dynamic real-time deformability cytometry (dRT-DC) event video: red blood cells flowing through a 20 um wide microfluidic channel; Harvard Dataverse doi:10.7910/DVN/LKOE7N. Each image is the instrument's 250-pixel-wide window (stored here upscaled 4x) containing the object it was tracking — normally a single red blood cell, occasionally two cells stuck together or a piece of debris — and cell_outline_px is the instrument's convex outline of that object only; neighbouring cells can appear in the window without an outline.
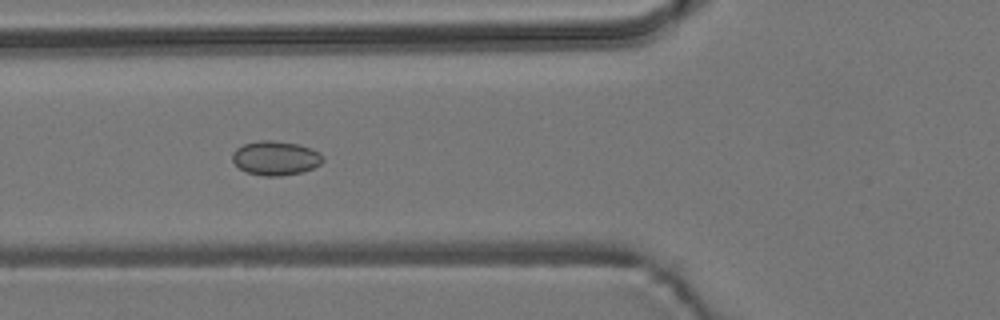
{"species": "common noctule bat (a hibernating species)", "species_latin": "Nyctalus noctula", "temperature_condition": "room temperature", "stored_images_in_passage": 53, "camera_frame_rate_fps": 3000, "um_per_image_px": 0.085, "animal": {"sex": "male", "body_mass_g": 19.2, "forearm_length_mm": 51.8}, "frame": {"image": 1, "passage_image": 19, "time_ms": 6.0, "image_size_px": [1000, 320], "cell_outline_px": [[324, 160], [320, 164], [312, 168], [300, 172], [280, 176], [264, 176], [244, 172], [232, 160], [232, 152], [236, 148], [244, 144], [260, 140], [272, 140], [300, 144], [312, 148], [320, 152], [324, 156]], "centroid_in_image_um": [23.43, 13.43], "position_along_channel_um": 102.4, "area_um2": 18.21}}
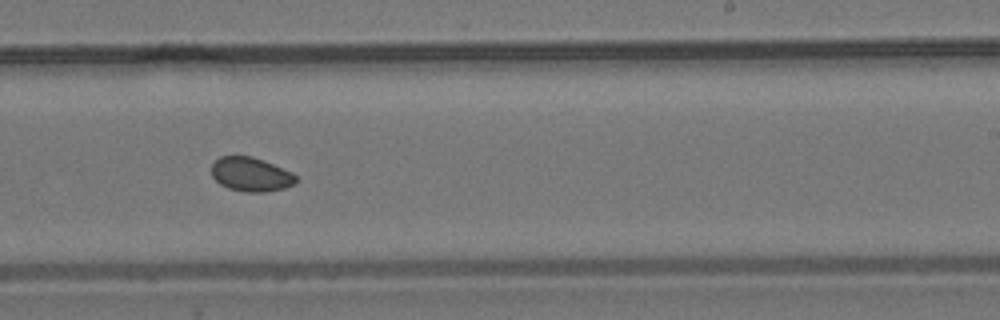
{"frame": {"image": 2, "passage_image": 32, "time_ms": 10.333, "image_size_px": [1000, 320], "cell_outline_px": [[296, 184], [284, 188], [264, 192], [248, 192], [228, 188], [220, 184], [212, 176], [212, 164], [220, 156], [252, 156], [264, 160], [292, 172], [296, 176]], "centroid_in_image_um": [21.34, 14.82], "position_along_channel_um": 267.7, "area_um2": 16.76}}
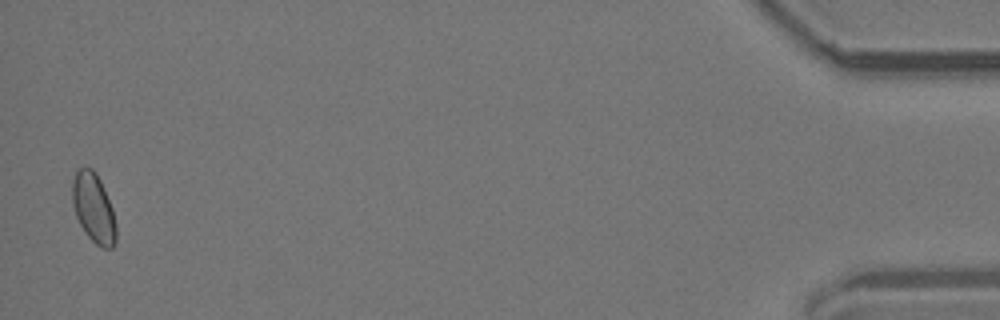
{"frame": {"image": 3, "passage_image": 52, "time_ms": 17.0, "image_size_px": [1000, 320], "cell_outline_px": [[116, 240], [112, 248], [104, 248], [96, 244], [84, 232], [76, 216], [72, 204], [72, 180], [76, 172], [80, 168], [92, 168], [96, 172], [100, 180], [112, 208], [116, 224]], "centroid_in_image_um": [7.95, 17.69], "position_along_channel_um": 427.3, "area_um2": 17.63}, "authors_computed_cell_mechanics": {"area_um2": 17.1666, "velocity_mm_per_s": 3.8203, "shape_relaxation_time_tau1_ms": null, "shape_relaxation_time_tau2_ms": 3.3109, "deformation_change_tau1": null, "deformation_change_tau2": 0.0527}}